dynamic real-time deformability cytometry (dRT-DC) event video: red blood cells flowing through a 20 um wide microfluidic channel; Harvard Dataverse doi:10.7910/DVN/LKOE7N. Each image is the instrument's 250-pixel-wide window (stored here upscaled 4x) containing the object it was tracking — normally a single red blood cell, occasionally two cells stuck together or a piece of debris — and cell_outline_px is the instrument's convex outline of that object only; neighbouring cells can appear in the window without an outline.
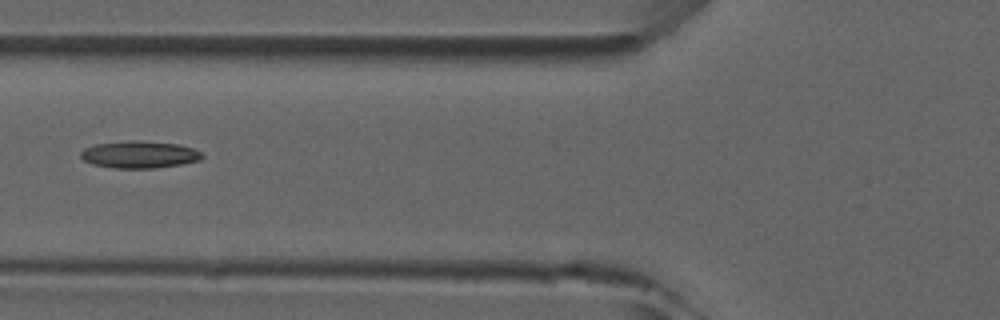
{"species": "common noctule bat (a hibernating species)", "species_latin": "Nyctalus noctula", "temperature_condition": "room temperature", "stored_images_in_passage": 36, "camera_frame_rate_fps": 3000, "um_per_image_px": 0.085, "animal": {"sex": "male", "forearm_length_mm": 52.5}, "frame": {"image": 1, "passage_image": 6, "time_ms": 1.667, "image_size_px": [1000, 320], "cell_outline_px": [[204, 156], [200, 160], [180, 164], [156, 168], [112, 168], [92, 164], [84, 160], [80, 156], [80, 152], [84, 148], [96, 144], [128, 140], [140, 140], [180, 144], [192, 148], [200, 152]], "centroid_in_image_um": [11.83, 13.13], "position_along_channel_um": 114.0, "area_um2": 19.31}}